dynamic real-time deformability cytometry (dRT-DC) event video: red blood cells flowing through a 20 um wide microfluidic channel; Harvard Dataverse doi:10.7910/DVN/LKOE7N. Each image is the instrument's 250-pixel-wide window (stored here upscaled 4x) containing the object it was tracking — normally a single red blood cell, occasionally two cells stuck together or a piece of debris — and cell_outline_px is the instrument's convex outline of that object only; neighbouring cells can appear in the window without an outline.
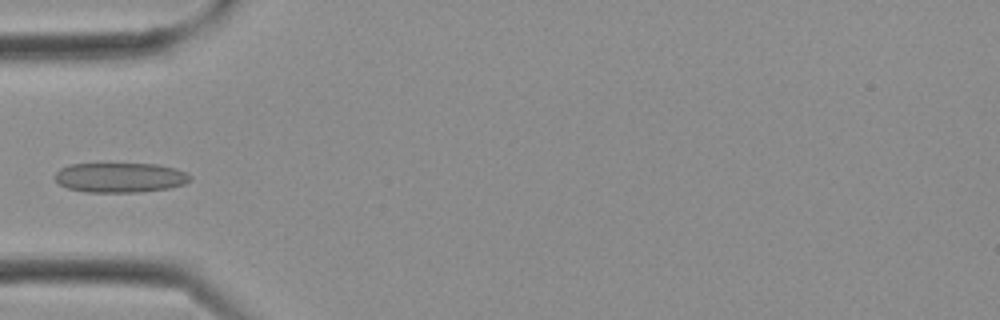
{"species": "Egyptian fruit bat (a non-hibernating species)", "species_latin": "Rousettus aegyptiacus", "temperature_condition": "cold", "stored_images_in_passage": 8, "camera_frame_rate_fps": 3000, "um_per_image_px": 0.085, "frame": {"image": 1, "passage_image": 7, "time_ms": 2.0, "image_size_px": [1000, 320], "cell_outline_px": [[192, 180], [184, 184], [168, 188], [136, 192], [88, 192], [68, 188], [60, 184], [56, 180], [56, 172], [60, 168], [72, 164], [160, 164], [176, 168], [192, 176]], "centroid_in_image_um": [10.25, 15.08], "position_along_channel_um": 74.8, "area_um2": 23.35}}